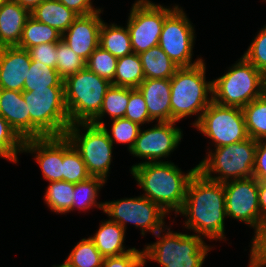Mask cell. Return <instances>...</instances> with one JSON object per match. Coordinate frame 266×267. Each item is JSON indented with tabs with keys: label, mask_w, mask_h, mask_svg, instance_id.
Segmentation results:
<instances>
[{
	"label": "cell",
	"mask_w": 266,
	"mask_h": 267,
	"mask_svg": "<svg viewBox=\"0 0 266 267\" xmlns=\"http://www.w3.org/2000/svg\"><path fill=\"white\" fill-rule=\"evenodd\" d=\"M24 140L0 115V157L18 163V153H23Z\"/></svg>",
	"instance_id": "36"
},
{
	"label": "cell",
	"mask_w": 266,
	"mask_h": 267,
	"mask_svg": "<svg viewBox=\"0 0 266 267\" xmlns=\"http://www.w3.org/2000/svg\"><path fill=\"white\" fill-rule=\"evenodd\" d=\"M204 61L195 66L178 68L170 78L171 121L179 122L185 117L196 115V120L192 122L194 127L213 101L212 81H206Z\"/></svg>",
	"instance_id": "3"
},
{
	"label": "cell",
	"mask_w": 266,
	"mask_h": 267,
	"mask_svg": "<svg viewBox=\"0 0 266 267\" xmlns=\"http://www.w3.org/2000/svg\"><path fill=\"white\" fill-rule=\"evenodd\" d=\"M144 79L145 75L139 54L132 53L117 59L112 85L138 88Z\"/></svg>",
	"instance_id": "28"
},
{
	"label": "cell",
	"mask_w": 266,
	"mask_h": 267,
	"mask_svg": "<svg viewBox=\"0 0 266 267\" xmlns=\"http://www.w3.org/2000/svg\"><path fill=\"white\" fill-rule=\"evenodd\" d=\"M7 0H0V7L6 2Z\"/></svg>",
	"instance_id": "49"
},
{
	"label": "cell",
	"mask_w": 266,
	"mask_h": 267,
	"mask_svg": "<svg viewBox=\"0 0 266 267\" xmlns=\"http://www.w3.org/2000/svg\"><path fill=\"white\" fill-rule=\"evenodd\" d=\"M111 82L86 67L64 80L70 124L89 123L100 111Z\"/></svg>",
	"instance_id": "8"
},
{
	"label": "cell",
	"mask_w": 266,
	"mask_h": 267,
	"mask_svg": "<svg viewBox=\"0 0 266 267\" xmlns=\"http://www.w3.org/2000/svg\"><path fill=\"white\" fill-rule=\"evenodd\" d=\"M103 9L84 16H78L69 28L62 34L61 39L72 51L85 62L99 46V33L102 25Z\"/></svg>",
	"instance_id": "17"
},
{
	"label": "cell",
	"mask_w": 266,
	"mask_h": 267,
	"mask_svg": "<svg viewBox=\"0 0 266 267\" xmlns=\"http://www.w3.org/2000/svg\"><path fill=\"white\" fill-rule=\"evenodd\" d=\"M61 37L62 34L55 28L38 22L30 16L23 28L22 37L18 47L28 49L42 43L58 42Z\"/></svg>",
	"instance_id": "29"
},
{
	"label": "cell",
	"mask_w": 266,
	"mask_h": 267,
	"mask_svg": "<svg viewBox=\"0 0 266 267\" xmlns=\"http://www.w3.org/2000/svg\"><path fill=\"white\" fill-rule=\"evenodd\" d=\"M177 122H156L154 127L146 130L140 128L137 139L130 154L140 158V163L163 162L178 148L183 131L175 126Z\"/></svg>",
	"instance_id": "14"
},
{
	"label": "cell",
	"mask_w": 266,
	"mask_h": 267,
	"mask_svg": "<svg viewBox=\"0 0 266 267\" xmlns=\"http://www.w3.org/2000/svg\"><path fill=\"white\" fill-rule=\"evenodd\" d=\"M88 173L79 152L74 148L67 137L63 136V180L69 183H79L87 180Z\"/></svg>",
	"instance_id": "33"
},
{
	"label": "cell",
	"mask_w": 266,
	"mask_h": 267,
	"mask_svg": "<svg viewBox=\"0 0 266 267\" xmlns=\"http://www.w3.org/2000/svg\"><path fill=\"white\" fill-rule=\"evenodd\" d=\"M63 3L67 8L75 12L78 16L92 14L100 8L93 6L92 0H58ZM98 8V9H97Z\"/></svg>",
	"instance_id": "45"
},
{
	"label": "cell",
	"mask_w": 266,
	"mask_h": 267,
	"mask_svg": "<svg viewBox=\"0 0 266 267\" xmlns=\"http://www.w3.org/2000/svg\"><path fill=\"white\" fill-rule=\"evenodd\" d=\"M52 267H69L65 262L60 265H53Z\"/></svg>",
	"instance_id": "48"
},
{
	"label": "cell",
	"mask_w": 266,
	"mask_h": 267,
	"mask_svg": "<svg viewBox=\"0 0 266 267\" xmlns=\"http://www.w3.org/2000/svg\"><path fill=\"white\" fill-rule=\"evenodd\" d=\"M23 152L32 153L46 181L63 180V136L26 139Z\"/></svg>",
	"instance_id": "16"
},
{
	"label": "cell",
	"mask_w": 266,
	"mask_h": 267,
	"mask_svg": "<svg viewBox=\"0 0 266 267\" xmlns=\"http://www.w3.org/2000/svg\"><path fill=\"white\" fill-rule=\"evenodd\" d=\"M117 57L98 46L86 61L85 67L110 82L114 80Z\"/></svg>",
	"instance_id": "38"
},
{
	"label": "cell",
	"mask_w": 266,
	"mask_h": 267,
	"mask_svg": "<svg viewBox=\"0 0 266 267\" xmlns=\"http://www.w3.org/2000/svg\"><path fill=\"white\" fill-rule=\"evenodd\" d=\"M30 12L13 0L0 7V48L18 46Z\"/></svg>",
	"instance_id": "21"
},
{
	"label": "cell",
	"mask_w": 266,
	"mask_h": 267,
	"mask_svg": "<svg viewBox=\"0 0 266 267\" xmlns=\"http://www.w3.org/2000/svg\"><path fill=\"white\" fill-rule=\"evenodd\" d=\"M198 170V165L186 174L171 161L136 163L130 168V174L144 190L142 196L158 204L165 212L175 218L182 209L190 179Z\"/></svg>",
	"instance_id": "2"
},
{
	"label": "cell",
	"mask_w": 266,
	"mask_h": 267,
	"mask_svg": "<svg viewBox=\"0 0 266 267\" xmlns=\"http://www.w3.org/2000/svg\"><path fill=\"white\" fill-rule=\"evenodd\" d=\"M258 202L261 218L266 221V180L258 181Z\"/></svg>",
	"instance_id": "46"
},
{
	"label": "cell",
	"mask_w": 266,
	"mask_h": 267,
	"mask_svg": "<svg viewBox=\"0 0 266 267\" xmlns=\"http://www.w3.org/2000/svg\"><path fill=\"white\" fill-rule=\"evenodd\" d=\"M44 193V203L49 209L57 214L71 212L73 204L74 183L64 180L49 182Z\"/></svg>",
	"instance_id": "30"
},
{
	"label": "cell",
	"mask_w": 266,
	"mask_h": 267,
	"mask_svg": "<svg viewBox=\"0 0 266 267\" xmlns=\"http://www.w3.org/2000/svg\"><path fill=\"white\" fill-rule=\"evenodd\" d=\"M129 102V88L111 85L104 96L99 113L89 122L96 126H102L105 115L111 120L124 118Z\"/></svg>",
	"instance_id": "26"
},
{
	"label": "cell",
	"mask_w": 266,
	"mask_h": 267,
	"mask_svg": "<svg viewBox=\"0 0 266 267\" xmlns=\"http://www.w3.org/2000/svg\"><path fill=\"white\" fill-rule=\"evenodd\" d=\"M31 60L39 61L42 64L56 69L57 42L42 43L27 49Z\"/></svg>",
	"instance_id": "43"
},
{
	"label": "cell",
	"mask_w": 266,
	"mask_h": 267,
	"mask_svg": "<svg viewBox=\"0 0 266 267\" xmlns=\"http://www.w3.org/2000/svg\"><path fill=\"white\" fill-rule=\"evenodd\" d=\"M256 148L257 140L249 137L242 142L208 149L207 156L197 164L198 171L221 183L252 178Z\"/></svg>",
	"instance_id": "7"
},
{
	"label": "cell",
	"mask_w": 266,
	"mask_h": 267,
	"mask_svg": "<svg viewBox=\"0 0 266 267\" xmlns=\"http://www.w3.org/2000/svg\"><path fill=\"white\" fill-rule=\"evenodd\" d=\"M125 230L118 223L111 220L101 221L98 230L89 238L94 242L101 255L106 257L119 256L130 252L133 247L126 249Z\"/></svg>",
	"instance_id": "22"
},
{
	"label": "cell",
	"mask_w": 266,
	"mask_h": 267,
	"mask_svg": "<svg viewBox=\"0 0 266 267\" xmlns=\"http://www.w3.org/2000/svg\"><path fill=\"white\" fill-rule=\"evenodd\" d=\"M248 136L266 139V93L242 108Z\"/></svg>",
	"instance_id": "31"
},
{
	"label": "cell",
	"mask_w": 266,
	"mask_h": 267,
	"mask_svg": "<svg viewBox=\"0 0 266 267\" xmlns=\"http://www.w3.org/2000/svg\"><path fill=\"white\" fill-rule=\"evenodd\" d=\"M65 136L79 152L88 173L107 182L114 147L104 129L91 123H73Z\"/></svg>",
	"instance_id": "9"
},
{
	"label": "cell",
	"mask_w": 266,
	"mask_h": 267,
	"mask_svg": "<svg viewBox=\"0 0 266 267\" xmlns=\"http://www.w3.org/2000/svg\"><path fill=\"white\" fill-rule=\"evenodd\" d=\"M177 6L165 7L151 0H135L126 22L133 53L140 54L158 45L164 20Z\"/></svg>",
	"instance_id": "12"
},
{
	"label": "cell",
	"mask_w": 266,
	"mask_h": 267,
	"mask_svg": "<svg viewBox=\"0 0 266 267\" xmlns=\"http://www.w3.org/2000/svg\"><path fill=\"white\" fill-rule=\"evenodd\" d=\"M102 267H145L143 249H133L123 255L106 257Z\"/></svg>",
	"instance_id": "42"
},
{
	"label": "cell",
	"mask_w": 266,
	"mask_h": 267,
	"mask_svg": "<svg viewBox=\"0 0 266 267\" xmlns=\"http://www.w3.org/2000/svg\"><path fill=\"white\" fill-rule=\"evenodd\" d=\"M227 219L252 227L254 233L265 222L260 215L258 180L254 177L224 182Z\"/></svg>",
	"instance_id": "15"
},
{
	"label": "cell",
	"mask_w": 266,
	"mask_h": 267,
	"mask_svg": "<svg viewBox=\"0 0 266 267\" xmlns=\"http://www.w3.org/2000/svg\"><path fill=\"white\" fill-rule=\"evenodd\" d=\"M265 93H266V76H265Z\"/></svg>",
	"instance_id": "50"
},
{
	"label": "cell",
	"mask_w": 266,
	"mask_h": 267,
	"mask_svg": "<svg viewBox=\"0 0 266 267\" xmlns=\"http://www.w3.org/2000/svg\"><path fill=\"white\" fill-rule=\"evenodd\" d=\"M242 56L266 76V24L257 32Z\"/></svg>",
	"instance_id": "39"
},
{
	"label": "cell",
	"mask_w": 266,
	"mask_h": 267,
	"mask_svg": "<svg viewBox=\"0 0 266 267\" xmlns=\"http://www.w3.org/2000/svg\"><path fill=\"white\" fill-rule=\"evenodd\" d=\"M106 184V181L97 176H91L87 180L74 184L73 204L71 211L90 210L92 207L103 211L104 202H97L100 189Z\"/></svg>",
	"instance_id": "27"
},
{
	"label": "cell",
	"mask_w": 266,
	"mask_h": 267,
	"mask_svg": "<svg viewBox=\"0 0 266 267\" xmlns=\"http://www.w3.org/2000/svg\"><path fill=\"white\" fill-rule=\"evenodd\" d=\"M145 79H170L179 68L159 45L139 54Z\"/></svg>",
	"instance_id": "25"
},
{
	"label": "cell",
	"mask_w": 266,
	"mask_h": 267,
	"mask_svg": "<svg viewBox=\"0 0 266 267\" xmlns=\"http://www.w3.org/2000/svg\"><path fill=\"white\" fill-rule=\"evenodd\" d=\"M20 4L23 8L27 9L29 12L34 10L39 4L45 0H13Z\"/></svg>",
	"instance_id": "47"
},
{
	"label": "cell",
	"mask_w": 266,
	"mask_h": 267,
	"mask_svg": "<svg viewBox=\"0 0 266 267\" xmlns=\"http://www.w3.org/2000/svg\"><path fill=\"white\" fill-rule=\"evenodd\" d=\"M213 101L243 108L265 93V76L244 56L222 76L212 80Z\"/></svg>",
	"instance_id": "6"
},
{
	"label": "cell",
	"mask_w": 266,
	"mask_h": 267,
	"mask_svg": "<svg viewBox=\"0 0 266 267\" xmlns=\"http://www.w3.org/2000/svg\"><path fill=\"white\" fill-rule=\"evenodd\" d=\"M99 46L119 58L133 53L128 27L102 22L99 33Z\"/></svg>",
	"instance_id": "24"
},
{
	"label": "cell",
	"mask_w": 266,
	"mask_h": 267,
	"mask_svg": "<svg viewBox=\"0 0 266 267\" xmlns=\"http://www.w3.org/2000/svg\"><path fill=\"white\" fill-rule=\"evenodd\" d=\"M124 118L137 123L139 126L154 122L149 117L146 102L137 88H129V102Z\"/></svg>",
	"instance_id": "40"
},
{
	"label": "cell",
	"mask_w": 266,
	"mask_h": 267,
	"mask_svg": "<svg viewBox=\"0 0 266 267\" xmlns=\"http://www.w3.org/2000/svg\"><path fill=\"white\" fill-rule=\"evenodd\" d=\"M104 257L88 237L81 239L64 262L69 267H102Z\"/></svg>",
	"instance_id": "34"
},
{
	"label": "cell",
	"mask_w": 266,
	"mask_h": 267,
	"mask_svg": "<svg viewBox=\"0 0 266 267\" xmlns=\"http://www.w3.org/2000/svg\"><path fill=\"white\" fill-rule=\"evenodd\" d=\"M212 140L214 148L242 142L249 138L243 110L212 101L194 126Z\"/></svg>",
	"instance_id": "11"
},
{
	"label": "cell",
	"mask_w": 266,
	"mask_h": 267,
	"mask_svg": "<svg viewBox=\"0 0 266 267\" xmlns=\"http://www.w3.org/2000/svg\"><path fill=\"white\" fill-rule=\"evenodd\" d=\"M143 95L149 117L155 122H171L170 79H144L137 88Z\"/></svg>",
	"instance_id": "19"
},
{
	"label": "cell",
	"mask_w": 266,
	"mask_h": 267,
	"mask_svg": "<svg viewBox=\"0 0 266 267\" xmlns=\"http://www.w3.org/2000/svg\"><path fill=\"white\" fill-rule=\"evenodd\" d=\"M253 177L258 181L266 180V139L257 140Z\"/></svg>",
	"instance_id": "44"
},
{
	"label": "cell",
	"mask_w": 266,
	"mask_h": 267,
	"mask_svg": "<svg viewBox=\"0 0 266 267\" xmlns=\"http://www.w3.org/2000/svg\"><path fill=\"white\" fill-rule=\"evenodd\" d=\"M22 93L30 114V139L64 136L71 125L64 87H47Z\"/></svg>",
	"instance_id": "5"
},
{
	"label": "cell",
	"mask_w": 266,
	"mask_h": 267,
	"mask_svg": "<svg viewBox=\"0 0 266 267\" xmlns=\"http://www.w3.org/2000/svg\"><path fill=\"white\" fill-rule=\"evenodd\" d=\"M31 61L27 49L18 46L1 47L0 89L23 92Z\"/></svg>",
	"instance_id": "18"
},
{
	"label": "cell",
	"mask_w": 266,
	"mask_h": 267,
	"mask_svg": "<svg viewBox=\"0 0 266 267\" xmlns=\"http://www.w3.org/2000/svg\"><path fill=\"white\" fill-rule=\"evenodd\" d=\"M248 267H266V221L251 239Z\"/></svg>",
	"instance_id": "41"
},
{
	"label": "cell",
	"mask_w": 266,
	"mask_h": 267,
	"mask_svg": "<svg viewBox=\"0 0 266 267\" xmlns=\"http://www.w3.org/2000/svg\"><path fill=\"white\" fill-rule=\"evenodd\" d=\"M57 56L56 70L63 80L85 68L86 62L62 39L57 42Z\"/></svg>",
	"instance_id": "37"
},
{
	"label": "cell",
	"mask_w": 266,
	"mask_h": 267,
	"mask_svg": "<svg viewBox=\"0 0 266 267\" xmlns=\"http://www.w3.org/2000/svg\"><path fill=\"white\" fill-rule=\"evenodd\" d=\"M47 87H64V80L55 68L32 60L24 81L23 91H34L35 89Z\"/></svg>",
	"instance_id": "32"
},
{
	"label": "cell",
	"mask_w": 266,
	"mask_h": 267,
	"mask_svg": "<svg viewBox=\"0 0 266 267\" xmlns=\"http://www.w3.org/2000/svg\"><path fill=\"white\" fill-rule=\"evenodd\" d=\"M103 213H106L109 220L118 223L125 231L127 224H133L140 229L142 236L146 235L147 231L155 235L164 229L167 226L164 218L169 215L158 204L142 195L105 201Z\"/></svg>",
	"instance_id": "10"
},
{
	"label": "cell",
	"mask_w": 266,
	"mask_h": 267,
	"mask_svg": "<svg viewBox=\"0 0 266 267\" xmlns=\"http://www.w3.org/2000/svg\"><path fill=\"white\" fill-rule=\"evenodd\" d=\"M170 227L165 226L154 235L159 240L145 244V264L149 260L162 267H202L208 252L214 247L207 245L205 238L195 233L174 232Z\"/></svg>",
	"instance_id": "4"
},
{
	"label": "cell",
	"mask_w": 266,
	"mask_h": 267,
	"mask_svg": "<svg viewBox=\"0 0 266 267\" xmlns=\"http://www.w3.org/2000/svg\"><path fill=\"white\" fill-rule=\"evenodd\" d=\"M185 216L184 226L197 236L226 240L225 236V190L224 184L206 178L198 170L187 186L182 209L177 213Z\"/></svg>",
	"instance_id": "1"
},
{
	"label": "cell",
	"mask_w": 266,
	"mask_h": 267,
	"mask_svg": "<svg viewBox=\"0 0 266 267\" xmlns=\"http://www.w3.org/2000/svg\"><path fill=\"white\" fill-rule=\"evenodd\" d=\"M0 115L23 139H30V114L23 93L0 89Z\"/></svg>",
	"instance_id": "20"
},
{
	"label": "cell",
	"mask_w": 266,
	"mask_h": 267,
	"mask_svg": "<svg viewBox=\"0 0 266 267\" xmlns=\"http://www.w3.org/2000/svg\"><path fill=\"white\" fill-rule=\"evenodd\" d=\"M111 121L112 125H110V130L105 123L101 127L108 134L113 145H115V143L119 145L127 144V149L130 152L135 144L141 126L125 118L114 119Z\"/></svg>",
	"instance_id": "35"
},
{
	"label": "cell",
	"mask_w": 266,
	"mask_h": 267,
	"mask_svg": "<svg viewBox=\"0 0 266 267\" xmlns=\"http://www.w3.org/2000/svg\"><path fill=\"white\" fill-rule=\"evenodd\" d=\"M192 24L179 5L164 20L158 45L179 68L195 66L203 61L202 57L192 60L196 41Z\"/></svg>",
	"instance_id": "13"
},
{
	"label": "cell",
	"mask_w": 266,
	"mask_h": 267,
	"mask_svg": "<svg viewBox=\"0 0 266 267\" xmlns=\"http://www.w3.org/2000/svg\"><path fill=\"white\" fill-rule=\"evenodd\" d=\"M30 15L38 22L47 24L61 34L74 22L78 15L58 0H45Z\"/></svg>",
	"instance_id": "23"
}]
</instances>
